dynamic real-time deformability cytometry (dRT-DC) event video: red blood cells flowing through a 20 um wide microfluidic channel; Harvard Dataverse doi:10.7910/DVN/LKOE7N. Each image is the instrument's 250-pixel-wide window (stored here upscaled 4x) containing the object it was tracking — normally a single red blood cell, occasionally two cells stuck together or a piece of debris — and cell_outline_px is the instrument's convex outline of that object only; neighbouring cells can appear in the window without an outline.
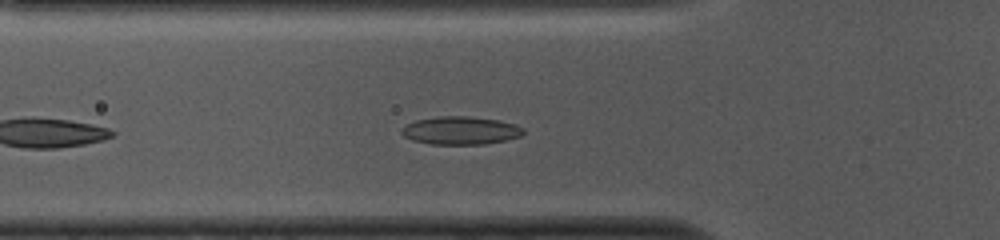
{"species": "common noctule bat (a hibernating species)", "species_latin": "Nyctalus noctula", "temperature_condition": "cold", "stored_images_in_passage": 11, "camera_frame_rate_fps": 3000, "um_per_image_px": 0.085, "animal": {"sex": "female", "body_mass_g": 10.0, "forearm_length_mm": 53.1}, "frame": {"image": 1, "passage_image": 7, "time_ms": 2.0, "image_size_px": [1000, 240], "cell_outline_px": [[524, 132], [520, 136], [504, 140], [484, 144], [432, 144], [412, 140], [404, 136], [400, 132], [400, 128], [416, 120], [436, 116], [468, 116], [500, 120], [516, 124], [524, 128]], "centroid_in_image_um": [39.14, 11.08], "position_along_channel_um": 86.7, "area_um2": 19.94}}